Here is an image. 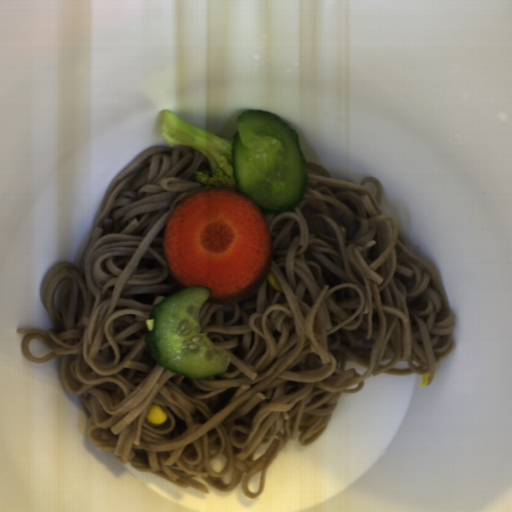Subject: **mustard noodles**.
<instances>
[{"label":"mustard noodles","instance_id":"0af2e427","mask_svg":"<svg viewBox=\"0 0 512 512\" xmlns=\"http://www.w3.org/2000/svg\"><path fill=\"white\" fill-rule=\"evenodd\" d=\"M306 166L300 204L264 213L281 291L266 277L241 301L204 302L199 333L230 361L202 379L158 365L145 336L153 307L185 289L164 256L165 226L180 201L212 189L195 176L211 170L208 158L154 145L113 176L72 262L40 278L51 329H16L26 361L59 359L91 444L182 488L208 494L199 477L257 498L287 442L298 431L302 446L319 439L343 394L372 375L433 382L458 343L440 274L399 239L379 180ZM152 402L167 414L160 426L145 419Z\"/></svg>","mask_w":512,"mask_h":512}]
</instances>
